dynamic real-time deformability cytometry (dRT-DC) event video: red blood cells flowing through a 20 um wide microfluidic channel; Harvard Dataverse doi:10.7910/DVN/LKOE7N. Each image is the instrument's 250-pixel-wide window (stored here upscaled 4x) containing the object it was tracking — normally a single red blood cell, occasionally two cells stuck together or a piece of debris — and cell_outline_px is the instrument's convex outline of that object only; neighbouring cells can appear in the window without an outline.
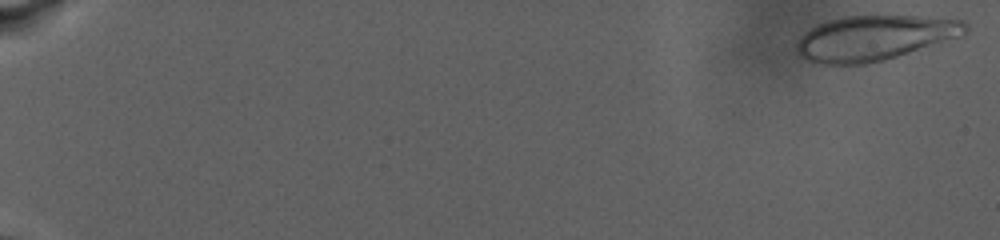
{"species": "human", "species_latin": "Homo sapiens", "temperature_condition": "warm", "stored_images_in_passage": 90, "camera_frame_rate_fps": 3000, "um_per_image_px": 0.085, "donor": {"sex": "male"}, "frame": {"image": 1, "passage_image": 2, "time_ms": 0.333, "image_size_px": [1000, 240], "cell_outline_px": [[968, 28], [964, 36], [884, 60], [864, 64], [816, 64], [804, 60], [800, 56], [796, 48], [796, 44], [812, 28], [828, 20], [844, 16], [916, 16], [964, 20], [968, 24]], "centroid_in_image_um": [74.38, 3.23], "position_along_channel_um": 10.6, "area_um2": 44.16}}
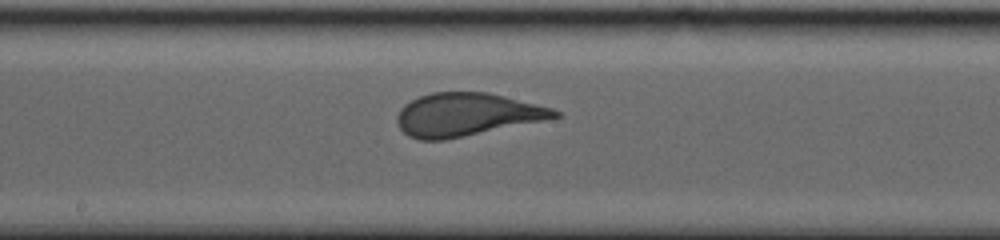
{"frame": {"image": 2, "passage_image": 68, "time_ms": 16.333, "image_size_px": [1000, 240], "cell_outline_px": [[560, 116], [464, 136], [444, 140], [420, 140], [408, 136], [400, 128], [396, 120], [396, 116], [400, 108], [404, 104], [420, 96], [432, 92], [488, 92], [552, 108], [560, 112]], "centroid_in_image_um": [39.58, 9.73], "position_along_channel_um": 208.6, "area_um2": 38.96}}
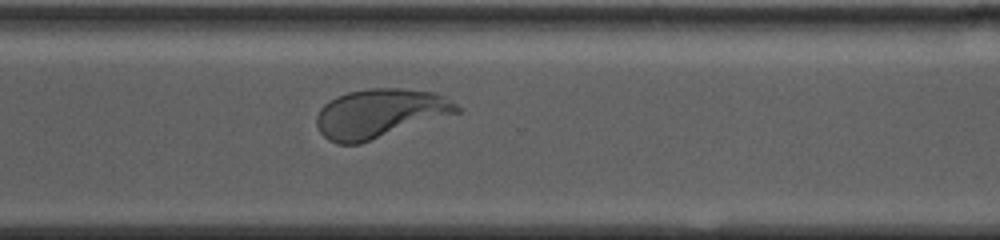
{"frame": {"image": 3, "passage_image": 90, "time_ms": 21.333, "image_size_px": [1000, 240], "cell_outline_px": [[460, 112], [360, 144], [336, 144], [328, 140], [320, 132], [316, 124], [316, 116], [320, 108], [324, 104], [336, 96], [348, 92], [372, 88], [400, 88], [436, 92], [444, 96], [456, 104], [460, 108]], "centroid_in_image_um": [32.27, 9.64], "position_along_channel_um": 338.3, "area_um2": 40.11}}